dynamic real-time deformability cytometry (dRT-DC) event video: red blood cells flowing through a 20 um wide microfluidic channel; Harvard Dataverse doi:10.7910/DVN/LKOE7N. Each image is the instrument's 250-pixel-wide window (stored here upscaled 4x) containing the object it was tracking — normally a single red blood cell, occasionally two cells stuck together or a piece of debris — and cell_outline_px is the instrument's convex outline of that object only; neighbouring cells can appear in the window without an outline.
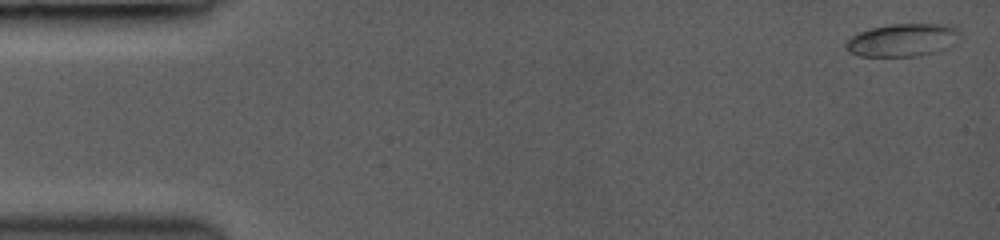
{"species": "common noctule bat (a hibernating species)", "species_latin": "Nyctalus noctula", "temperature_condition": "room temperature", "stored_images_in_passage": 24, "camera_frame_rate_fps": 3000, "um_per_image_px": 0.085, "animal": {"sex": "female", "body_mass_g": 19.0, "forearm_length_mm": 53.3}, "frame": {"image": 1, "passage_image": 1, "time_ms": 0.0, "image_size_px": [1000, 240], "cell_outline_px": [[960, 40], [948, 48], [920, 56], [860, 56], [848, 52], [844, 48], [844, 44], [852, 36], [860, 32], [872, 28], [892, 24], [948, 24], [956, 28], [960, 32]], "centroid_in_image_um": [76.75, 3.41], "position_along_channel_um": 8.2, "area_um2": 22.02}}
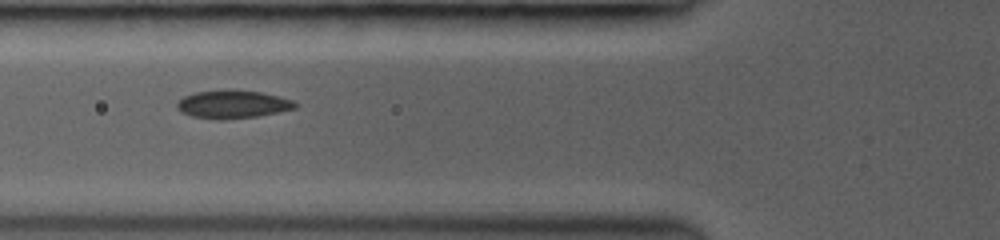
{"frame": {"image": 2, "passage_image": 17, "time_ms": 5.667, "image_size_px": [1000, 240], "cell_outline_px": [[300, 104], [296, 108], [256, 116], [224, 120], [216, 120], [192, 116], [180, 112], [176, 108], [176, 104], [184, 96], [196, 92], [224, 88], [228, 88], [260, 92], [292, 100]], "centroid_in_image_um": [19.74, 8.85], "position_along_channel_um": 106.1, "area_um2": 19.59}}
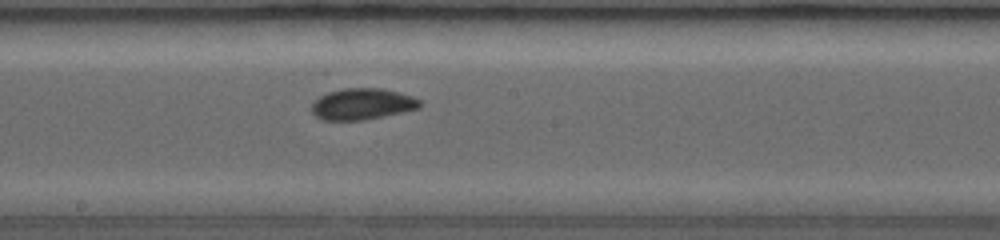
{"frame": {"image": 3, "passage_image": 24, "time_ms": 8.333, "image_size_px": [1000, 240], "cell_outline_px": [[424, 104], [420, 108], [364, 120], [320, 120], [312, 112], [312, 104], [320, 96], [328, 92], [344, 88], [380, 88], [412, 96], [420, 100]], "centroid_in_image_um": [30.8, 8.84], "position_along_channel_um": 217.4, "area_um2": 19.65}}